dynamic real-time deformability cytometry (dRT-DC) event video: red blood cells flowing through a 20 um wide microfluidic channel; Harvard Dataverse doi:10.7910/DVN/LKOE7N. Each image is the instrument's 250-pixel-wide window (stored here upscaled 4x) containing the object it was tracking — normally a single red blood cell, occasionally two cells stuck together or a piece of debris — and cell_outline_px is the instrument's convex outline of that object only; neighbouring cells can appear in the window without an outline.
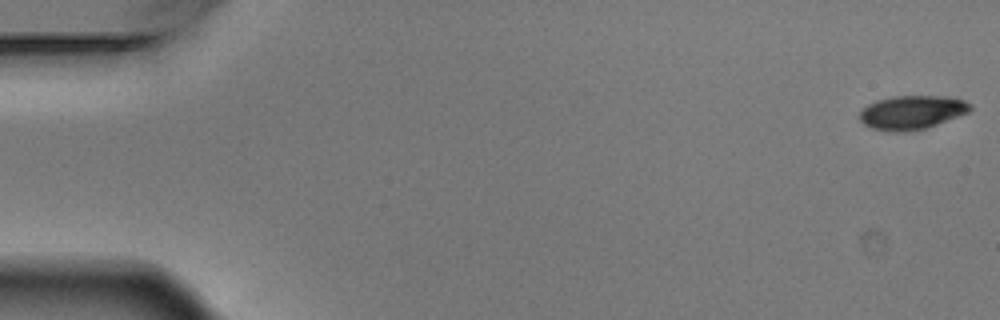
{"species": "Egyptian fruit bat (a non-hibernating species)", "species_latin": "Rousettus aegyptiacus", "temperature_condition": "warm", "stored_images_in_passage": 4, "camera_frame_rate_fps": 3000, "um_per_image_px": 0.085, "animal": {"sex": "male"}, "frame": {"image": 1, "passage_image": 1, "time_ms": 0.0, "image_size_px": [1000, 320], "cell_outline_px": [[972, 108], [968, 112], [936, 124], [924, 128], [904, 132], [892, 132], [872, 128], [864, 124], [860, 120], [860, 112], [868, 104], [876, 100], [892, 96], [944, 96], [964, 100], [972, 104]], "centroid_in_image_um": [77.49, 9.54], "position_along_channel_um": 7.5, "area_um2": 21.62}}